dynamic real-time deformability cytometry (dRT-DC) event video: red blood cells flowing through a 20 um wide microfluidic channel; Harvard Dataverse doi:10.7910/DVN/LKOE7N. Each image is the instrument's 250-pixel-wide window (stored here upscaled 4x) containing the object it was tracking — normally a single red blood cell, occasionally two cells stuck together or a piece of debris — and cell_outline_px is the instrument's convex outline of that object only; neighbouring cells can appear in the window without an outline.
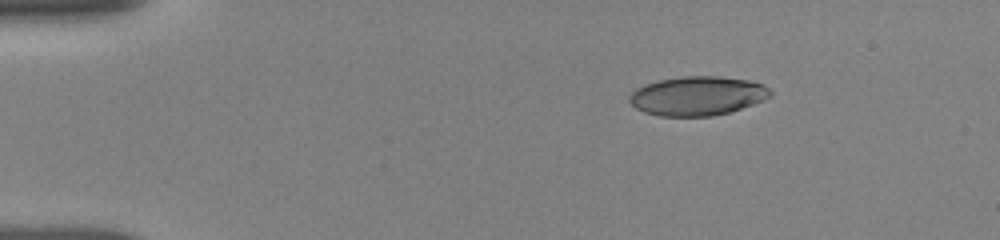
{"species": "human", "species_latin": "Homo sapiens", "temperature_condition": "room temperature", "stored_images_in_passage": 39, "camera_frame_rate_fps": 3000, "um_per_image_px": 0.085, "donor": {"sex": "female"}, "frame": {"image": 1, "passage_image": 1, "time_ms": 0.0, "image_size_px": [1000, 240], "cell_outline_px": [[772, 96], [764, 100], [728, 112], [712, 116], [660, 116], [644, 112], [636, 108], [628, 100], [628, 96], [636, 88], [644, 84], [660, 80], [684, 76], [720, 76], [748, 80], [764, 84], [772, 92]], "centroid_in_image_um": [59.28, 8.14], "position_along_channel_um": 25.7, "area_um2": 32.14}}
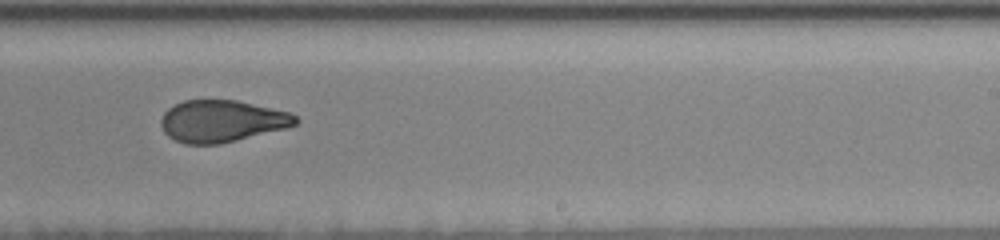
{"frame": {"image": 2, "passage_image": 15, "time_ms": 8.333, "image_size_px": [1000, 240], "cell_outline_px": [[300, 120], [296, 124], [288, 128], [220, 144], [184, 144], [168, 136], [164, 132], [160, 124], [160, 120], [164, 112], [168, 108], [184, 100], [236, 100], [288, 112], [296, 116]], "centroid_in_image_um": [18.85, 10.3], "position_along_channel_um": 270.2, "area_um2": 32.89}}
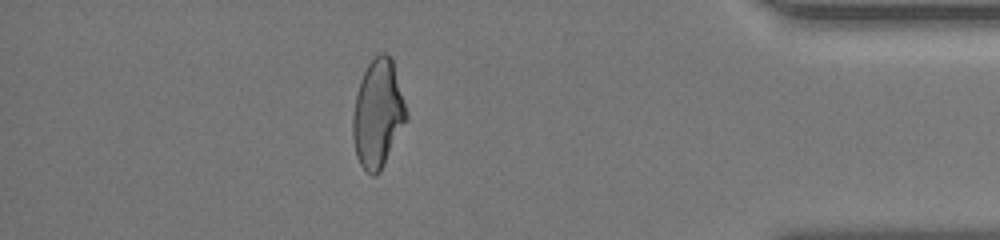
{"frame": {"image": 3, "passage_image": 30, "time_ms": 12.667, "image_size_px": [1000, 240], "cell_outline_px": [[408, 116], [380, 172], [376, 176], [372, 176], [360, 164], [356, 156], [352, 136], [352, 116], [356, 96], [360, 80], [368, 64], [380, 52], [384, 52], [392, 56], [408, 112]], "centroid_in_image_um": [32.12, 9.64], "position_along_channel_um": 403.1, "area_um2": 33.7}, "authors_computed_cell_mechanics": {"area_um2": 33.5818, "velocity_mm_per_s": 3.8501, "shape_relaxation_time_tau1_ms": 9.2018, "shape_relaxation_time_tau2_ms": 1.4134, "deformation_change_tau1": 0.2501, "deformation_change_tau2": 0.0754}}